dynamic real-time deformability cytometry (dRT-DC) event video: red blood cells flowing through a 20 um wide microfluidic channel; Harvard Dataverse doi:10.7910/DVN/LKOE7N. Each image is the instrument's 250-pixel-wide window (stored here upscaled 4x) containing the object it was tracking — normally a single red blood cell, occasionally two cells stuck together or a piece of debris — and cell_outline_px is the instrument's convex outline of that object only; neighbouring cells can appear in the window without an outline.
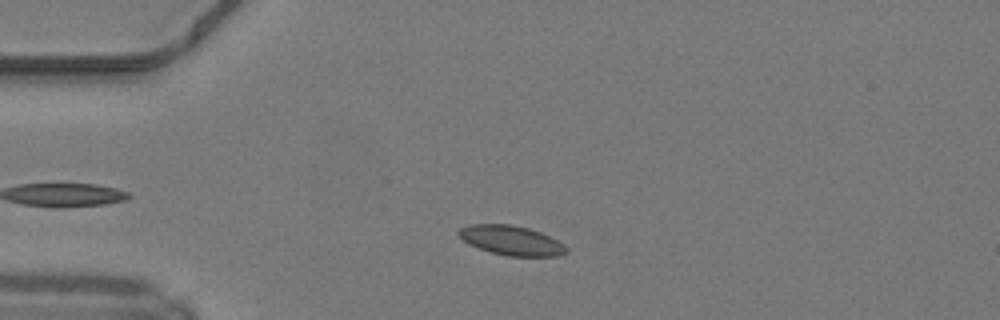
{"species": "common noctule bat (a hibernating species)", "species_latin": "Nyctalus noctula", "temperature_condition": "warm", "stored_images_in_passage": 40, "camera_frame_rate_fps": 3000, "um_per_image_px": 0.085, "animal": {"sex": "male", "body_mass_g": 19.2, "forearm_length_mm": 51.8}, "frame": {"image": 1, "passage_image": 7, "time_ms": 2.0, "image_size_px": [1000, 320], "cell_outline_px": [[568, 252], [556, 256], [508, 256], [492, 252], [468, 244], [456, 232], [460, 228], [472, 224], [508, 224], [528, 228], [540, 232], [564, 244], [568, 248]], "centroid_in_image_um": [43.47, 20.43], "position_along_channel_um": 41.5, "area_um2": 18.32}}
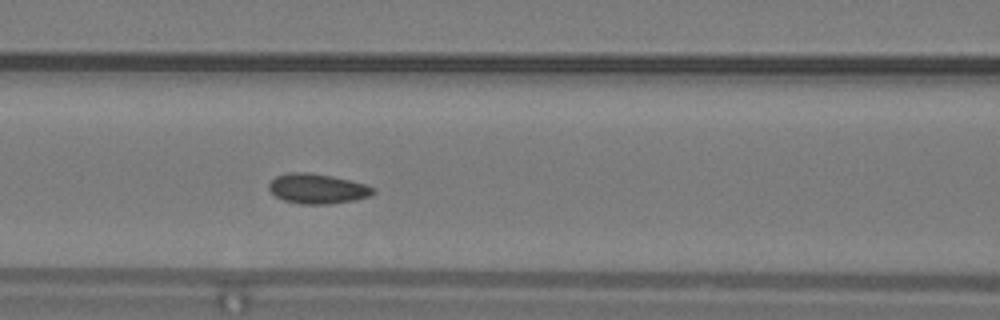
{"frame": {"image": 2, "passage_image": 16, "time_ms": 5.0, "image_size_px": [1000, 320], "cell_outline_px": [[376, 192], [368, 196], [352, 200], [328, 204], [300, 204], [284, 200], [276, 196], [268, 188], [268, 184], [276, 176], [288, 172], [308, 172], [332, 176], [364, 184], [376, 188]], "centroid_in_image_um": [26.96, 16.03], "position_along_channel_um": 139.6, "area_um2": 18.03}}
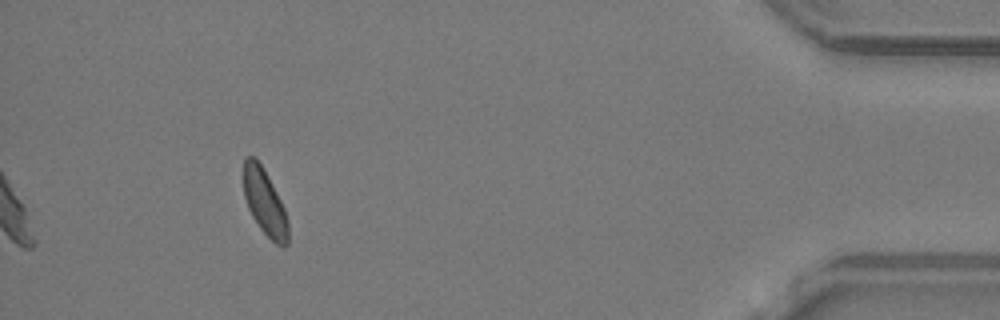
{"frame": {"image": 3, "passage_image": 40, "time_ms": 13.0, "image_size_px": [1000, 320], "cell_outline_px": [[288, 244], [284, 248], [276, 244], [260, 228], [252, 216], [248, 208], [244, 196], [244, 160], [248, 156], [256, 156], [264, 168], [284, 208], [288, 220]], "centroid_in_image_um": [22.5, 17.19], "position_along_channel_um": 412.7, "area_um2": 17.11}, "authors_computed_cell_mechanics": {"area_um2": 17.5423, "velocity_mm_per_s": 4.2079, "shape_relaxation_time_tau1_ms": 2.3027, "shape_relaxation_time_tau2_ms": 3.0229, "deformation_change_tau1": 0.0432, "deformation_change_tau2": 0.0629}}